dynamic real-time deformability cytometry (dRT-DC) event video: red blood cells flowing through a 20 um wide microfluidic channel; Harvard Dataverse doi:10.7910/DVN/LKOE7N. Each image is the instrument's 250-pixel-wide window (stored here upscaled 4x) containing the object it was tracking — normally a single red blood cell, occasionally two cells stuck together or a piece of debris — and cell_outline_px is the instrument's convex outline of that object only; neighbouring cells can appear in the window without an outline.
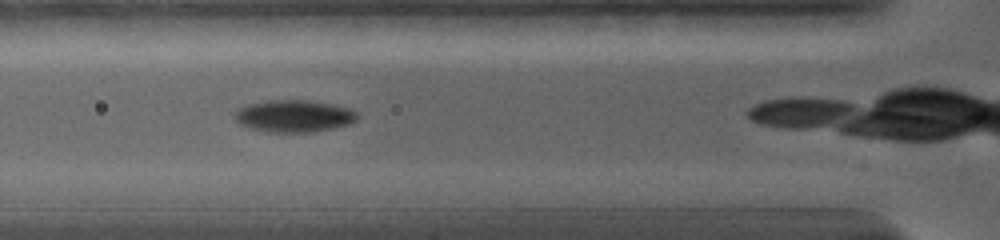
{"species": "common noctule bat (a hibernating species)", "species_latin": "Nyctalus noctula", "temperature_condition": "warm", "stored_images_in_passage": 35, "camera_frame_rate_fps": 5000, "um_per_image_px": 0.085, "animal": {"sex": "female", "body_mass_g": 19.0, "forearm_length_mm": 56.7}, "frame": {"image": 1, "passage_image": 4, "time_ms": 1.6, "image_size_px": [1000, 240], "cell_outline_px": [[356, 120], [348, 124], [332, 128], [312, 132], [268, 132], [252, 128], [240, 124], [236, 120], [236, 112], [240, 108], [248, 104], [268, 100], [312, 100], [352, 108], [356, 112]], "centroid_in_image_um": [25.01, 9.85], "position_along_channel_um": 100.8, "area_um2": 22.77}}
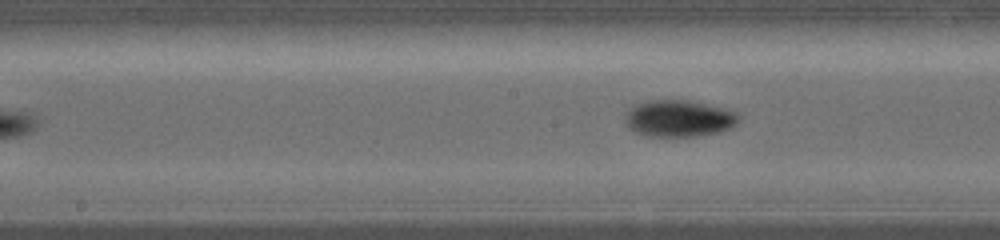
{"frame": {"image": 2, "passage_image": 12, "time_ms": 4.0, "image_size_px": [1000, 240], "cell_outline_px": [[740, 120], [732, 128], [720, 132], [700, 136], [648, 136], [636, 132], [628, 128], [624, 116], [636, 104], [648, 100], [688, 100], [736, 112], [740, 116]], "centroid_in_image_um": [57.72, 10.08], "position_along_channel_um": 190.5, "area_um2": 24.22}}
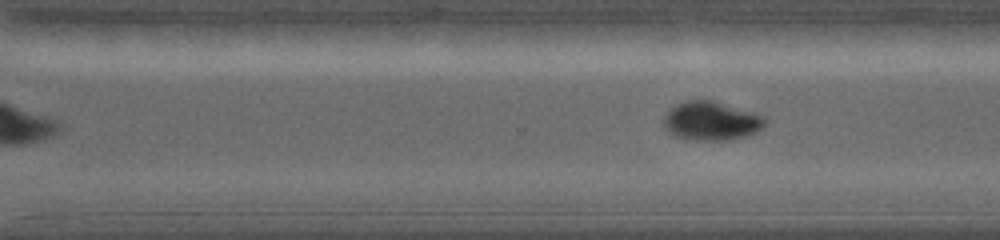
{"frame": {"image": 3, "passage_image": 27, "time_ms": 7.2, "image_size_px": [1000, 240], "cell_outline_px": [[768, 124], [756, 132], [744, 136], [728, 140], [688, 140], [676, 136], [668, 132], [664, 128], [664, 116], [676, 104], [688, 100], [712, 100], [752, 112], [764, 116], [768, 120]], "centroid_in_image_um": [60.47, 10.29], "position_along_channel_um": 310.1, "area_um2": 22.95}}